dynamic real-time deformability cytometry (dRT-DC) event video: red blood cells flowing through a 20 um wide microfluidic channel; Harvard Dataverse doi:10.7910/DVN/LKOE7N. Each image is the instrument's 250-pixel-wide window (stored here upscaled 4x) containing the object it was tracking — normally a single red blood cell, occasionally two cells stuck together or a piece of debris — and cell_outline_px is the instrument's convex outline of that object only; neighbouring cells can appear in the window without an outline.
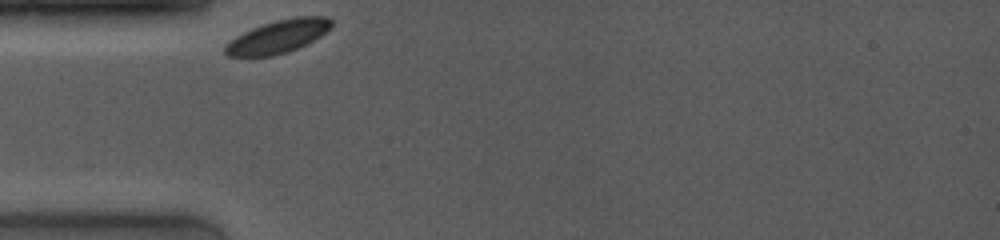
{"species": "common noctule bat (a hibernating species)", "species_latin": "Nyctalus noctula", "temperature_condition": "room temperature", "stored_images_in_passage": 17, "camera_frame_rate_fps": 4000, "um_per_image_px": 0.085, "animal": {"sex": "female", "body_mass_g": 19.0, "forearm_length_mm": 53.3}, "frame": {"image": 1, "passage_image": 1, "time_ms": 0.0, "image_size_px": [1000, 240], "cell_outline_px": [[332, 24], [320, 36], [288, 52], [272, 56], [228, 56], [224, 52], [224, 48], [236, 36], [252, 28], [276, 20], [296, 16], [328, 16], [332, 20]], "centroid_in_image_um": [23.64, 3.1], "position_along_channel_um": 61.4, "area_um2": 20.06}}
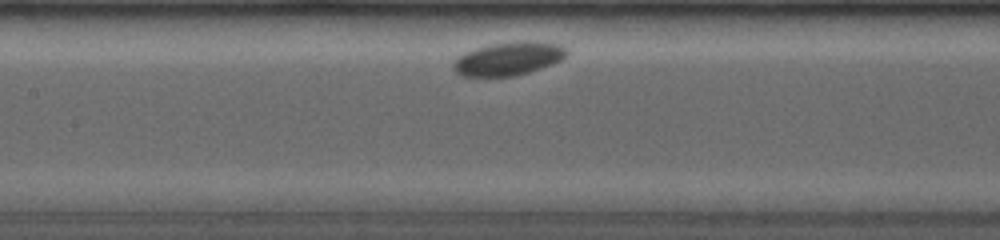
{"frame": {"image": 2, "passage_image": 9, "time_ms": 3.0, "image_size_px": [1000, 240], "cell_outline_px": [[568, 52], [560, 60], [552, 64], [516, 76], [460, 76], [452, 68], [452, 64], [464, 52], [476, 48], [492, 44], [524, 40], [536, 40], [556, 44], [564, 48]], "centroid_in_image_um": [43.19, 4.98], "position_along_channel_um": 164.2, "area_um2": 21.91}}
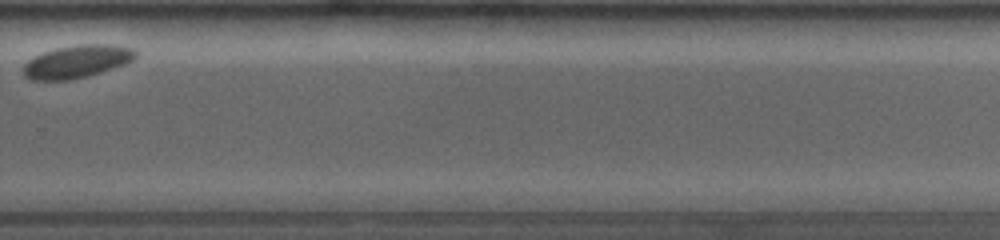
{"frame": {"image": 3, "passage_image": 16, "time_ms": 7.5, "image_size_px": [1000, 240], "cell_outline_px": [[136, 56], [132, 60], [124, 64], [88, 76], [68, 80], [32, 80], [24, 76], [20, 68], [28, 60], [44, 52], [56, 48], [84, 44], [112, 44], [132, 48], [136, 52]], "centroid_in_image_um": [6.5, 5.24], "position_along_channel_um": 323.3, "area_um2": 21.33}}